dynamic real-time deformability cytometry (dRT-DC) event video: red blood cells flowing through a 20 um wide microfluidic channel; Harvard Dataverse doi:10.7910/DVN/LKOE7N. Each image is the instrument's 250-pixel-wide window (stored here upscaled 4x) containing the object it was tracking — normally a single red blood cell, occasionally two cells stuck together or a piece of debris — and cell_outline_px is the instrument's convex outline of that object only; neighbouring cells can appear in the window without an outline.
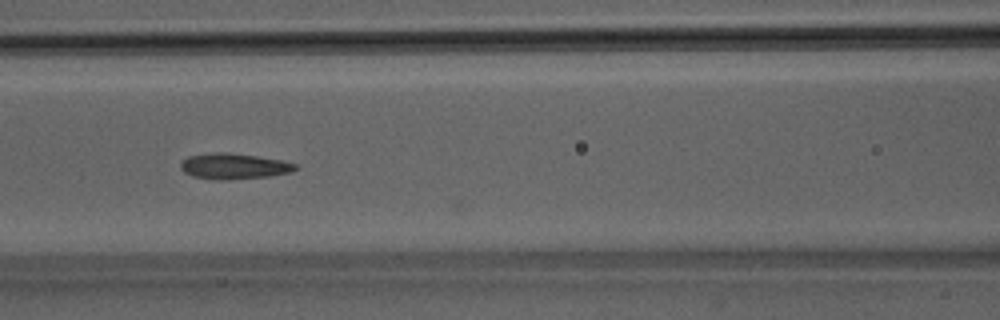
{"species": "Egyptian fruit bat (a non-hibernating species)", "species_latin": "Rousettus aegyptiacus", "temperature_condition": "room temperature", "stored_images_in_passage": 41, "segment_of_instrument_passage": [1, 2], "camera_frame_rate_fps": 3000, "um_per_image_px": 0.085, "animal": {"sex": "male"}, "frame": {"image": 1, "passage_image": 12, "time_ms": 3.667, "image_size_px": [1000, 320], "cell_outline_px": [[300, 168], [288, 172], [268, 176], [224, 180], [220, 180], [192, 176], [184, 172], [180, 168], [180, 160], [188, 156], [212, 152], [228, 152], [256, 156], [280, 160], [296, 164]], "centroid_in_image_um": [19.82, 14.12], "position_along_channel_um": 146.8, "area_um2": 17.17}}
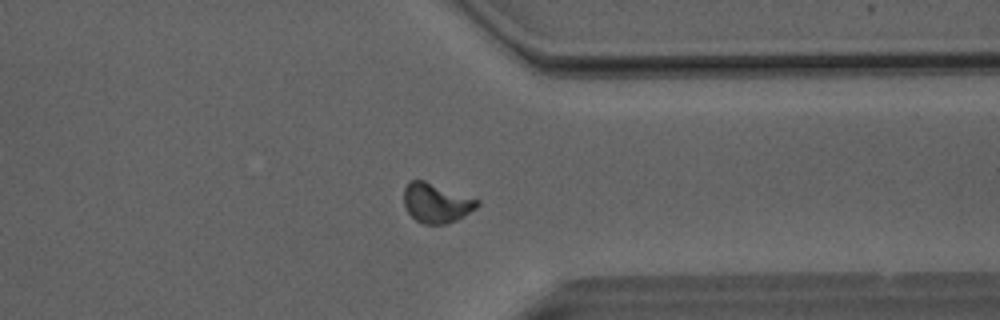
{"frame": {"image": 2, "passage_image": 29, "time_ms": 9.333, "image_size_px": [1000, 320], "cell_outline_px": [[480, 204], [476, 208], [464, 216], [448, 224], [424, 224], [416, 220], [408, 212], [404, 204], [404, 188], [408, 180], [424, 180], [480, 200]], "centroid_in_image_um": [37.08, 17.25], "position_along_channel_um": 374.3, "area_um2": 16.94}}
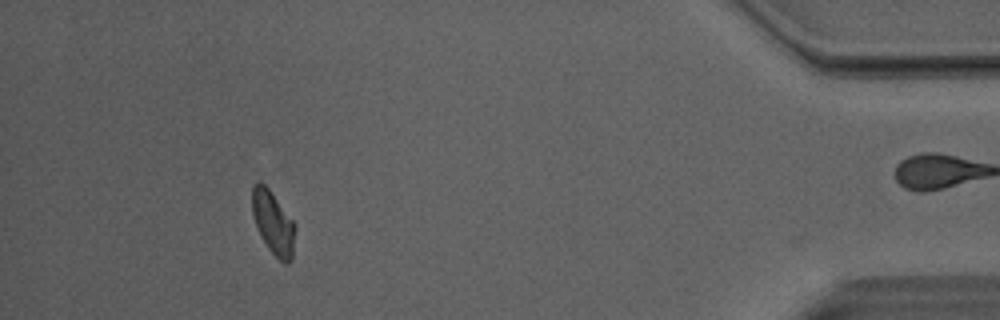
{"frame": {"image": 3, "passage_image": 36, "time_ms": 11.667, "image_size_px": [1000, 320], "cell_outline_px": [[296, 228], [292, 260], [288, 264], [284, 264], [268, 248], [252, 216], [252, 184], [260, 180], [268, 188], [296, 224]], "centroid_in_image_um": [23.23, 18.93], "position_along_channel_um": 412.0, "area_um2": 15.84}}